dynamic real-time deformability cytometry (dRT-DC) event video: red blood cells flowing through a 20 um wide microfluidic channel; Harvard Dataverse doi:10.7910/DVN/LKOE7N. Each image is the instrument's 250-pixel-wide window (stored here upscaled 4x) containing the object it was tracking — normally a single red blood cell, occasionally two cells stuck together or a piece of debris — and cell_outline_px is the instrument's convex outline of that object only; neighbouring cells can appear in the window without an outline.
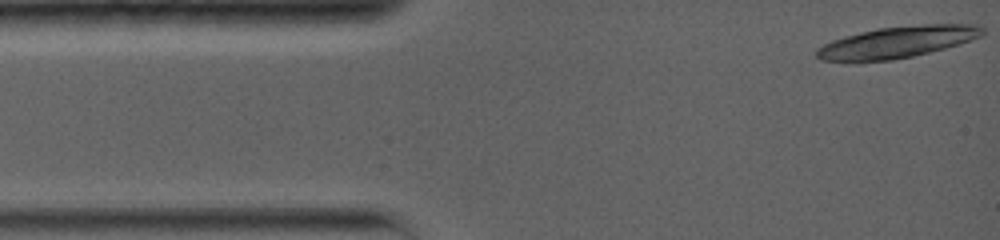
{"species": "common noctule bat (a hibernating species)", "species_latin": "Nyctalus noctula", "temperature_condition": "warm", "stored_images_in_passage": 2, "camera_frame_rate_fps": 5000, "um_per_image_px": 0.085, "animal": {"sex": "female", "body_mass_g": 19.0, "forearm_length_mm": 56.7}, "frame": {"image": 1, "passage_image": 1, "time_ms": 0.0, "image_size_px": [1000, 240], "cell_outline_px": [[984, 32], [980, 36], [960, 44], [912, 56], [892, 60], [820, 60], [816, 56], [816, 48], [832, 40], [844, 36], [876, 28], [924, 24], [976, 24], [984, 28]], "centroid_in_image_um": [76.28, 3.56], "position_along_channel_um": 8.7, "area_um2": 30.06}}